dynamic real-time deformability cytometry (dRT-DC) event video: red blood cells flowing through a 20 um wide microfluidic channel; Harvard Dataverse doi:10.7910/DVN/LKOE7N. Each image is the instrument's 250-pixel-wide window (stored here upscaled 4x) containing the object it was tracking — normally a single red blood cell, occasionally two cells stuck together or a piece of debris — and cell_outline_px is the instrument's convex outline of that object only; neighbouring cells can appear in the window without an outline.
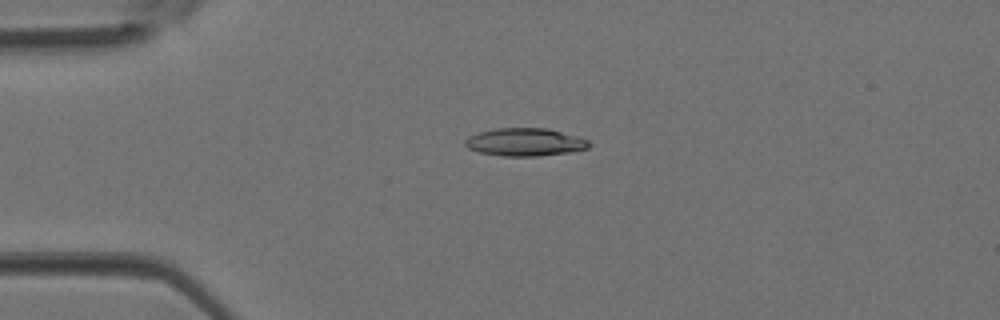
{"species": "Egyptian fruit bat (a non-hibernating species)", "species_latin": "Rousettus aegyptiacus", "temperature_condition": "room temperature", "stored_images_in_passage": 2, "camera_frame_rate_fps": 3000, "um_per_image_px": 0.085, "animal": {"sex": "female"}, "frame": {"image": 1, "passage_image": 2, "time_ms": 0.333, "image_size_px": [1000, 320], "cell_outline_px": [[592, 144], [588, 148], [568, 152], [536, 156], [504, 156], [480, 152], [468, 148], [464, 144], [464, 140], [468, 136], [480, 132], [496, 128], [548, 128], [576, 136], [588, 140]], "centroid_in_image_um": [44.61, 12.07], "position_along_channel_um": 40.4, "area_um2": 20.0}}